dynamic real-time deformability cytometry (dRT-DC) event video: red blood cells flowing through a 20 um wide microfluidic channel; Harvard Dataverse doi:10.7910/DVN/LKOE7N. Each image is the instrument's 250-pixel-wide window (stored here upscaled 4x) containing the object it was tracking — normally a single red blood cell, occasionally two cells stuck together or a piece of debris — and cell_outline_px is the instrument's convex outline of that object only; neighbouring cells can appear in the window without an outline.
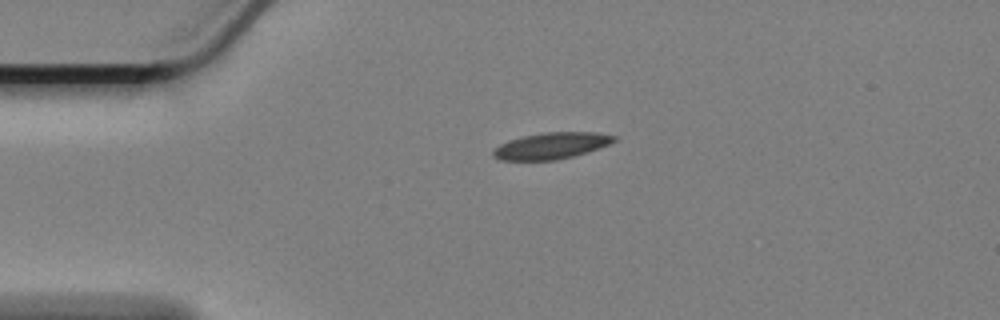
{"species": "Egyptian fruit bat (a non-hibernating species)", "species_latin": "Rousettus aegyptiacus", "temperature_condition": "cold", "stored_images_in_passage": 41, "camera_frame_rate_fps": 3000, "um_per_image_px": 0.085, "animal": {"sex": "female"}, "frame": {"image": 1, "passage_image": 1, "time_ms": 0.0, "image_size_px": [1000, 320], "cell_outline_px": [[616, 140], [608, 144], [572, 156], [556, 160], [500, 160], [492, 156], [492, 148], [508, 140], [524, 136], [544, 132], [596, 132], [616, 136]], "centroid_in_image_um": [46.79, 12.38], "position_along_channel_um": 38.2, "area_um2": 18.44}}
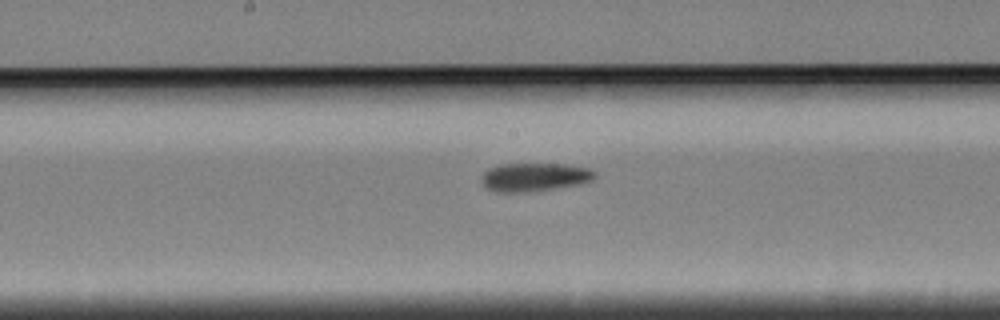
{"frame": {"image": 2, "passage_image": 18, "time_ms": 5.667, "image_size_px": [1000, 320], "cell_outline_px": [[596, 176], [592, 180], [580, 184], [524, 192], [496, 192], [488, 188], [480, 180], [484, 172], [488, 168], [500, 164], [568, 164], [588, 168], [596, 172]], "centroid_in_image_um": [45.43, 15.04], "position_along_channel_um": 202.8, "area_um2": 18.67}}
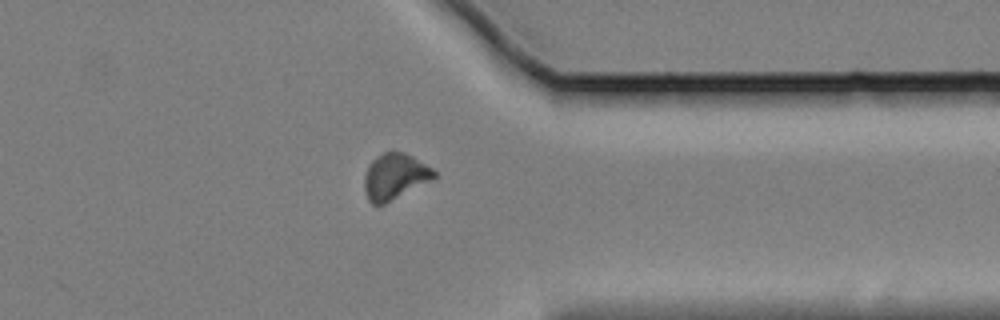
{"frame": {"image": 3, "passage_image": 34, "time_ms": 11.0, "image_size_px": [1000, 320], "cell_outline_px": [[440, 176], [436, 180], [384, 204], [372, 204], [368, 200], [364, 192], [364, 176], [372, 160], [376, 156], [384, 152], [404, 152], [412, 156], [432, 168]], "centroid_in_image_um": [33.62, 15.02], "position_along_channel_um": 377.8, "area_um2": 19.07}}